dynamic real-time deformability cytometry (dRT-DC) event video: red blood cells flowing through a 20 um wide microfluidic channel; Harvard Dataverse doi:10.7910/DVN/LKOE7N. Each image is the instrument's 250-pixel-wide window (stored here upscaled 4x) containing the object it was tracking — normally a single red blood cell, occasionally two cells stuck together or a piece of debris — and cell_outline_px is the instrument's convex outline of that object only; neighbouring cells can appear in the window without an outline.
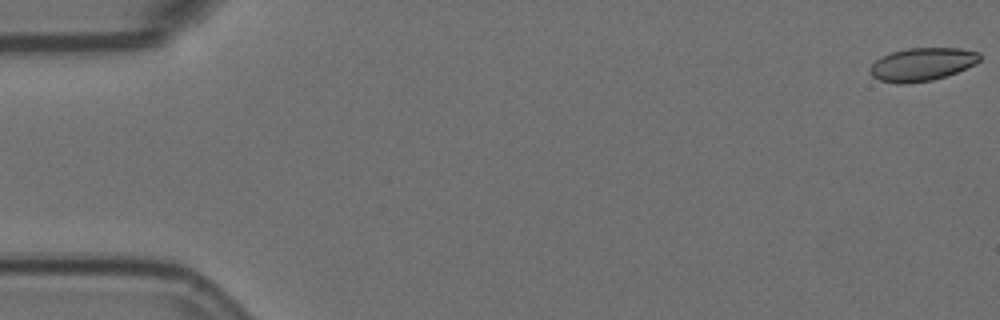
{"species": "Egyptian fruit bat (a non-hibernating species)", "species_latin": "Rousettus aegyptiacus", "temperature_condition": "room temperature", "stored_images_in_passage": 5, "camera_frame_rate_fps": 3000, "um_per_image_px": 0.085, "animal": {"sex": "female"}, "frame": {"image": 1, "passage_image": 1, "time_ms": 0.0, "image_size_px": [1000, 320], "cell_outline_px": [[980, 60], [976, 64], [956, 72], [932, 80], [908, 84], [896, 84], [880, 80], [872, 76], [868, 72], [868, 68], [880, 56], [892, 52], [908, 48], [960, 48], [980, 52]], "centroid_in_image_um": [78.35, 5.47], "position_along_channel_um": 6.7, "area_um2": 21.33}}
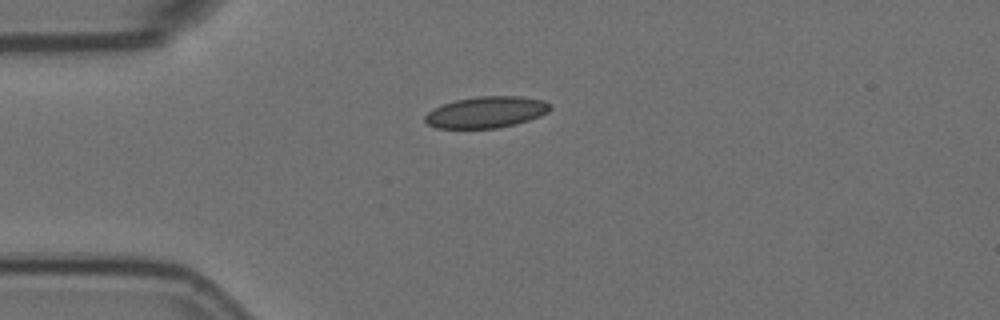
{"frame": {"image": 2, "passage_image": 5, "time_ms": 1.333, "image_size_px": [1000, 320], "cell_outline_px": [[552, 108], [548, 112], [540, 116], [528, 120], [496, 128], [436, 128], [428, 124], [424, 120], [424, 116], [428, 112], [444, 104], [456, 100], [476, 96], [520, 96], [544, 100], [552, 104]], "centroid_in_image_um": [41.36, 9.52], "position_along_channel_um": 43.6, "area_um2": 22.77}}